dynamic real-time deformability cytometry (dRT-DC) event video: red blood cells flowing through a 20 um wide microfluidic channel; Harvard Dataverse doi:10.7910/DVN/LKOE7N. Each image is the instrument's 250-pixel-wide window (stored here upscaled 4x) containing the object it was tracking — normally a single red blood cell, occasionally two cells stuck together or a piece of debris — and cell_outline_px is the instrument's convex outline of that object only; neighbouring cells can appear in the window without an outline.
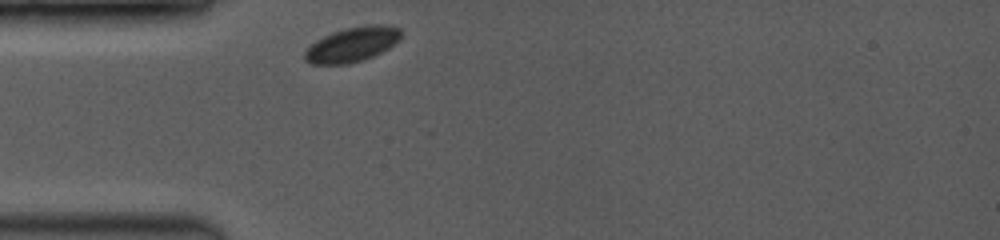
{"species": "common noctule bat (a hibernating species)", "species_latin": "Nyctalus noctula", "temperature_condition": "room temperature", "stored_images_in_passage": 3, "camera_frame_rate_fps": 3500, "um_per_image_px": 0.085, "animal": {"sex": "female", "body_mass_g": 19.0, "forearm_length_mm": 53.3}, "frame": {"image": 1, "passage_image": 1, "time_ms": 0.0, "image_size_px": [1000, 240], "cell_outline_px": [[404, 32], [400, 40], [388, 48], [372, 56], [348, 64], [312, 64], [304, 60], [304, 52], [316, 40], [332, 32], [344, 28], [376, 24], [384, 24], [400, 28]], "centroid_in_image_um": [29.96, 3.76], "position_along_channel_um": 55.0, "area_um2": 19.48}}
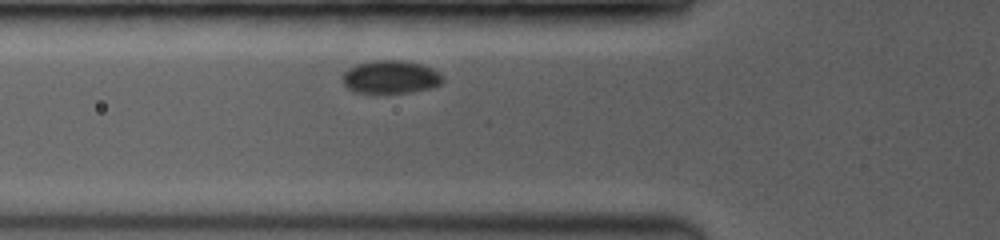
{"frame": {"image": 2, "passage_image": 3, "time_ms": 1.143, "image_size_px": [1000, 240], "cell_outline_px": [[444, 80], [440, 84], [428, 88], [408, 92], [356, 92], [348, 88], [344, 84], [344, 72], [348, 68], [356, 64], [376, 60], [400, 60], [420, 64], [432, 68], [440, 72], [444, 76]], "centroid_in_image_um": [33.23, 6.53], "position_along_channel_um": 92.6, "area_um2": 19.02}}